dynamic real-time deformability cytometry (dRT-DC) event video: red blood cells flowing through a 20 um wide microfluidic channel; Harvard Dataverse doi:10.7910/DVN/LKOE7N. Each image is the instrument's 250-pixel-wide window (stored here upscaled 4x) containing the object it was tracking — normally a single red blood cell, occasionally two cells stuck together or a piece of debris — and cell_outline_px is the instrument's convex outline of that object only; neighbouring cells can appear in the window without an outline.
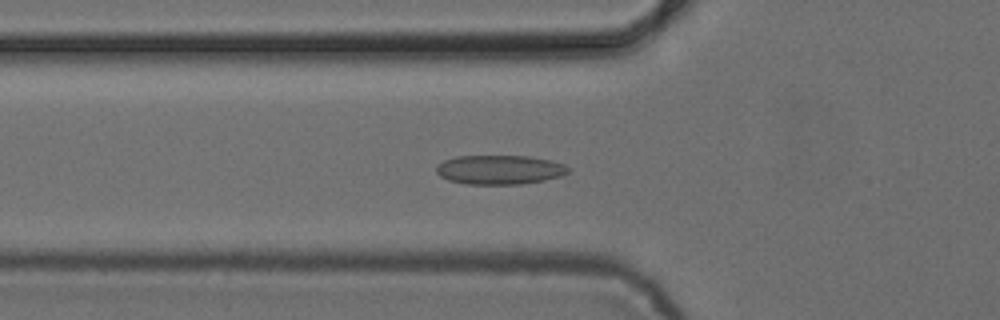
{"species": "common noctule bat (a hibernating species)", "species_latin": "Nyctalus noctula", "temperature_condition": "cold", "stored_images_in_passage": 48, "camera_frame_rate_fps": 3000, "um_per_image_px": 0.085, "animal": {"sex": "female", "body_mass_g": 24.6, "forearm_length_mm": 56.2}, "frame": {"image": 1, "passage_image": 14, "time_ms": 4.333, "image_size_px": [1000, 320], "cell_outline_px": [[572, 168], [564, 176], [544, 180], [520, 184], [464, 184], [448, 180], [440, 176], [436, 172], [436, 164], [444, 160], [456, 156], [528, 156], [552, 160], [564, 164]], "centroid_in_image_um": [42.48, 14.42], "position_along_channel_um": 83.3, "area_um2": 22.77}}
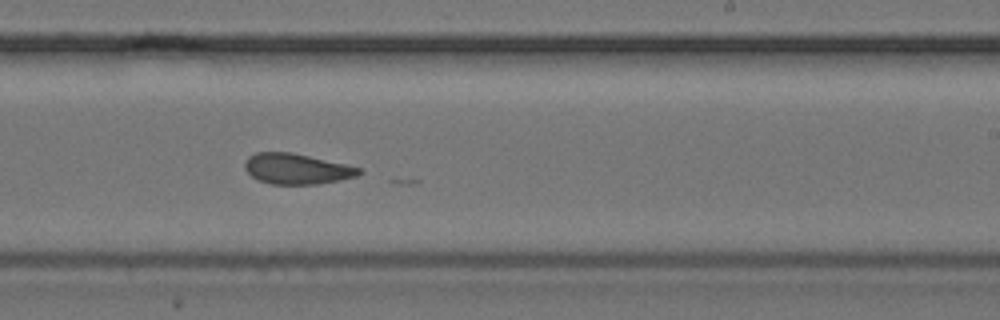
{"frame": {"image": 2, "passage_image": 28, "time_ms": 9.0, "image_size_px": [1000, 320], "cell_outline_px": [[364, 172], [356, 176], [340, 180], [316, 184], [272, 184], [260, 180], [252, 176], [244, 168], [244, 160], [248, 156], [256, 152], [292, 152], [344, 164], [360, 168]], "centroid_in_image_um": [25.19, 14.34], "position_along_channel_um": 263.8, "area_um2": 20.23}}
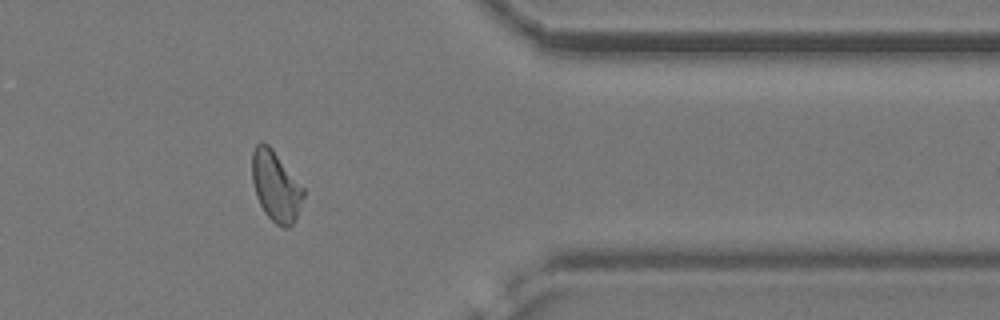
{"frame": {"image": 3, "passage_image": 39, "time_ms": 12.667, "image_size_px": [1000, 320], "cell_outline_px": [[304, 196], [296, 220], [288, 228], [284, 228], [276, 224], [264, 212], [256, 196], [252, 180], [252, 152], [256, 144], [260, 140], [268, 144], [272, 148], [304, 188]], "centroid_in_image_um": [23.44, 15.82], "position_along_channel_um": 388.0, "area_um2": 21.1}}